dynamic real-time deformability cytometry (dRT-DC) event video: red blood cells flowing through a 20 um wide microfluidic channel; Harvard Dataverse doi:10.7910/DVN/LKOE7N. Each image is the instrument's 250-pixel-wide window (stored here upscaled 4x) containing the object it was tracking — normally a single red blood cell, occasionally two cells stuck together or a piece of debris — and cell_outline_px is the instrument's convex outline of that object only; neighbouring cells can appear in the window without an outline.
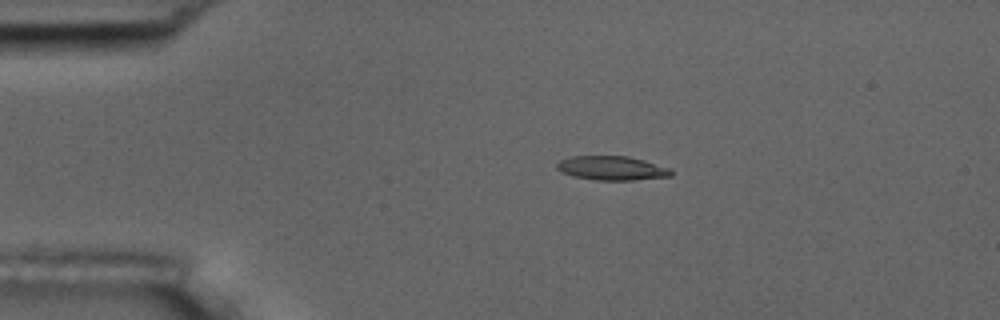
{"species": "common noctule bat (a hibernating species)", "species_latin": "Nyctalus noctula", "temperature_condition": "room temperature", "stored_images_in_passage": 46, "camera_frame_rate_fps": 3000, "um_per_image_px": 0.085, "animal": {"sex": "male", "body_mass_g": 17.5, "forearm_length_mm": 52.3}, "frame": {"image": 1, "passage_image": 2, "time_ms": 0.333, "image_size_px": [1000, 320], "cell_outline_px": [[672, 176], [636, 180], [596, 180], [576, 176], [560, 172], [556, 168], [556, 164], [560, 160], [572, 156], [628, 156], [644, 160], [672, 168]], "centroid_in_image_um": [52.04, 14.29], "position_along_channel_um": 33.0, "area_um2": 16.13}}
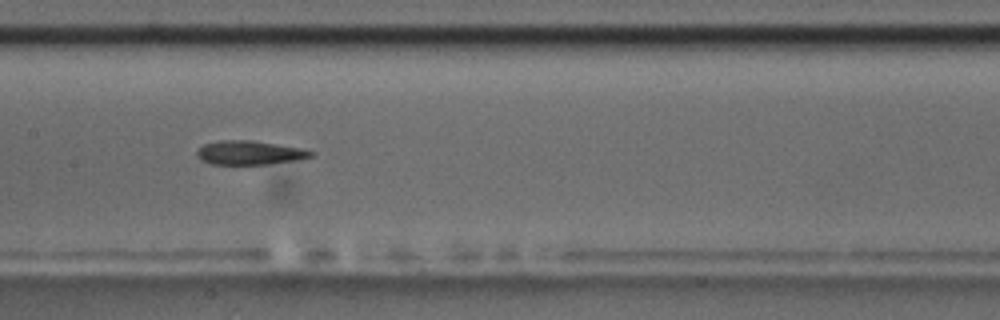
{"frame": {"image": 2, "passage_image": 18, "time_ms": 5.667, "image_size_px": [1000, 320], "cell_outline_px": [[316, 152], [312, 156], [300, 160], [268, 164], [212, 164], [200, 160], [196, 156], [196, 152], [204, 144], [220, 140], [252, 140], [304, 148]], "centroid_in_image_um": [21.26, 12.98], "position_along_channel_um": 186.1, "area_um2": 16.13}}
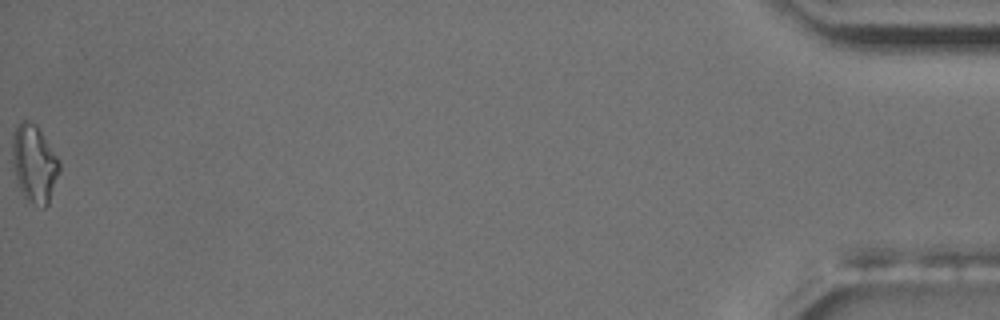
{"frame": {"image": 3, "passage_image": 46, "time_ms": 15.0, "image_size_px": [1000, 320], "cell_outline_px": [[60, 172], [48, 204], [44, 208], [28, 200], [24, 196], [20, 188], [12, 164], [12, 132], [16, 124], [24, 120], [32, 120], [36, 124], [60, 160]], "centroid_in_image_um": [2.91, 13.85], "position_along_channel_um": 432.3, "area_um2": 21.44}, "authors_computed_cell_mechanics": {"area_um2": 16.5886, "velocity_mm_per_s": 3.7012, "shape_relaxation_time_tau1_ms": 4.7107, "shape_relaxation_time_tau2_ms": 6.8023, "deformation_change_tau1": 0.1789, "deformation_change_tau2": 0.2048}}